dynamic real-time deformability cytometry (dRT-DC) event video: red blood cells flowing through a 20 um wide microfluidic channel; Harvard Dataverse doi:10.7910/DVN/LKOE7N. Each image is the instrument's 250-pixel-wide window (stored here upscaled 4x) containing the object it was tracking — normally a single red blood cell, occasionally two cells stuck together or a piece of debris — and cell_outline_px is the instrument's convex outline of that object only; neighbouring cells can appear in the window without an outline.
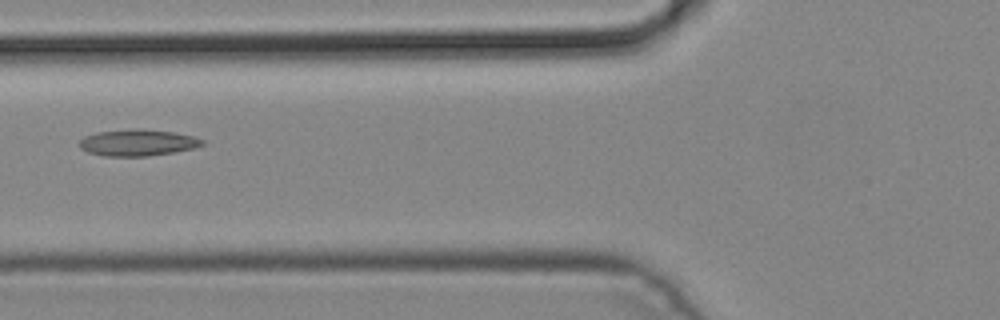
{"species": "common noctule bat (a hibernating species)", "species_latin": "Nyctalus noctula", "temperature_condition": "cold", "stored_images_in_passage": 6, "camera_frame_rate_fps": 3000, "um_per_image_px": 0.085, "animal": {"sex": "male", "body_mass_g": 19.2, "forearm_length_mm": 51.8}, "frame": {"image": 1, "passage_image": 5, "time_ms": 1.333, "image_size_px": [1000, 320], "cell_outline_px": [[204, 144], [192, 148], [172, 152], [148, 156], [104, 156], [88, 152], [80, 148], [80, 140], [84, 136], [96, 132], [172, 132], [192, 136], [204, 140]], "centroid_in_image_um": [11.67, 12.18], "position_along_channel_um": 114.1, "area_um2": 17.69}}
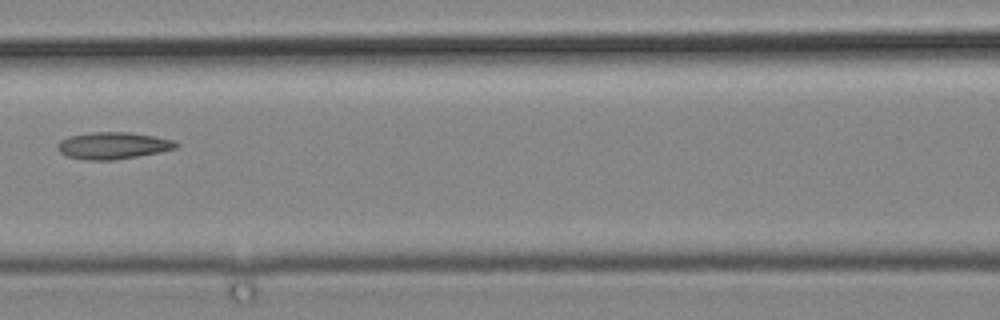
{"frame": {"image": 2, "passage_image": 6, "time_ms": 1.667, "image_size_px": [1000, 320], "cell_outline_px": [[180, 144], [176, 148], [160, 152], [112, 160], [88, 160], [68, 156], [60, 152], [56, 148], [56, 144], [60, 140], [68, 136], [88, 132], [128, 132], [176, 140]], "centroid_in_image_um": [9.59, 12.36], "position_along_channel_um": 157.0, "area_um2": 18.61}}